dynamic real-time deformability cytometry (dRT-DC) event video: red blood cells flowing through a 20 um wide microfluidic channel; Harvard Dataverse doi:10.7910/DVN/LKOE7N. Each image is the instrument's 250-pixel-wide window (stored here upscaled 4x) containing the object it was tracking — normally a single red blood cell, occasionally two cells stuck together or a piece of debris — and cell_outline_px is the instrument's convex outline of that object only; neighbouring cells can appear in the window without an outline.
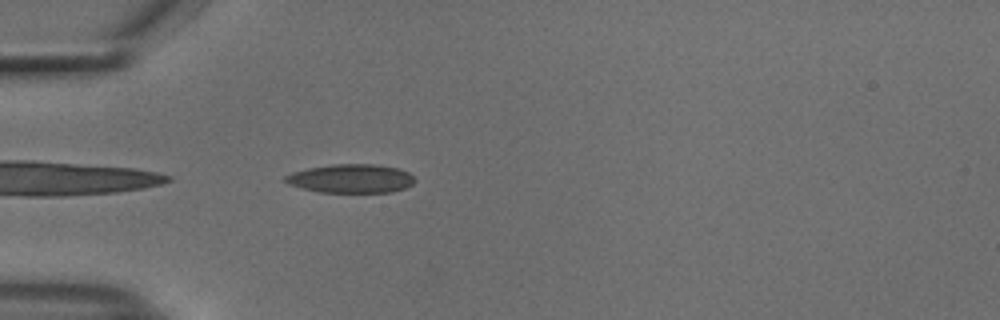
{"species": "common noctule bat (a hibernating species)", "species_latin": "Nyctalus noctula", "temperature_condition": "cold", "stored_images_in_passage": 38, "camera_frame_rate_fps": 3000, "um_per_image_px": 0.085, "animal": {"sex": "male", "body_mass_g": 18.8}, "frame": {"image": 1, "passage_image": 1, "time_ms": 0.0, "image_size_px": [1000, 320], "cell_outline_px": [[416, 180], [412, 184], [404, 188], [392, 192], [320, 192], [288, 184], [280, 180], [284, 176], [292, 172], [308, 168], [332, 164], [372, 164], [396, 168], [408, 172]], "centroid_in_image_um": [29.79, 15.17], "position_along_channel_um": 55.2, "area_um2": 21.62}}
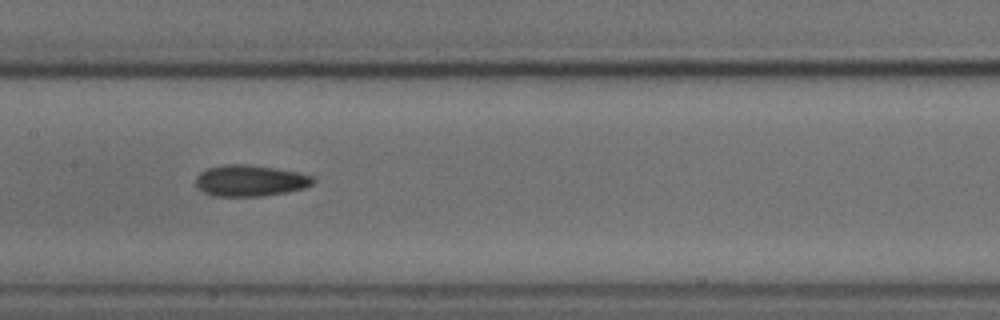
{"frame": {"image": 2, "passage_image": 12, "time_ms": 3.667, "image_size_px": [1000, 320], "cell_outline_px": [[316, 180], [312, 184], [304, 188], [288, 192], [264, 196], [212, 196], [196, 188], [196, 176], [200, 172], [208, 168], [224, 164], [248, 164], [296, 172], [316, 176]], "centroid_in_image_um": [21.26, 15.36], "position_along_channel_um": 186.1, "area_um2": 21.56}}
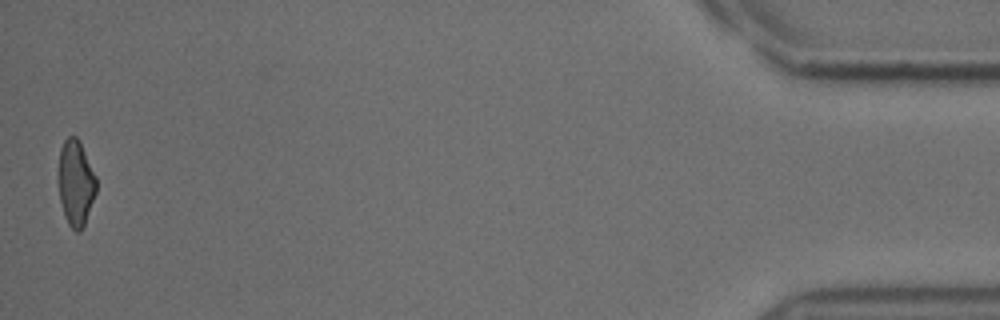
{"frame": {"image": 3, "passage_image": 38, "time_ms": 12.333, "image_size_px": [1000, 320], "cell_outline_px": [[96, 192], [84, 224], [80, 232], [76, 232], [68, 224], [64, 216], [60, 200], [60, 148], [64, 140], [68, 136], [76, 136], [80, 140], [96, 176]], "centroid_in_image_um": [6.46, 15.54], "position_along_channel_um": 428.7, "area_um2": 18.61}, "authors_computed_cell_mechanics": {"area_um2": 20.7791, "velocity_mm_per_s": 3.7878, "shape_relaxation_time_tau1_ms": 4.9482, "shape_relaxation_time_tau2_ms": 6.662, "deformation_change_tau1": 0.1192, "deformation_change_tau2": 0.1516}}